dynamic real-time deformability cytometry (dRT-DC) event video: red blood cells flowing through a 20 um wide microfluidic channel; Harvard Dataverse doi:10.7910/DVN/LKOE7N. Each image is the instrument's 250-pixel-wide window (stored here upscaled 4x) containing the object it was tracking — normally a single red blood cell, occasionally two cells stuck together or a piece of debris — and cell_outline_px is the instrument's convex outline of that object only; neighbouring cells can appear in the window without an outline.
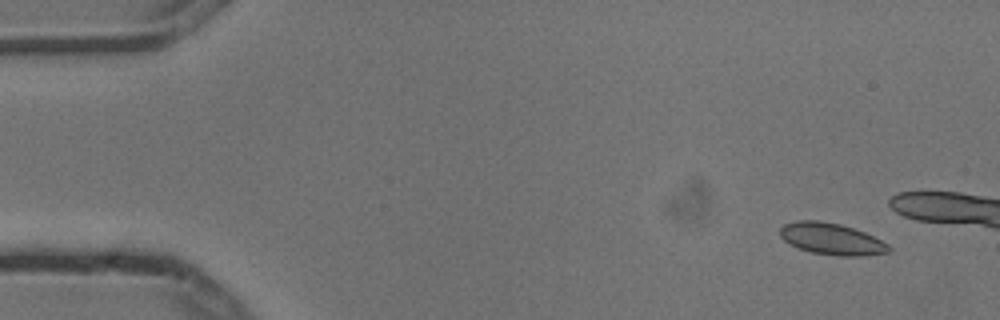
{"species": "common noctule bat (a hibernating species)", "species_latin": "Nyctalus noctula", "temperature_condition": "cold", "stored_images_in_passage": 4, "camera_frame_rate_fps": 3000, "um_per_image_px": 0.085, "animal": {"sex": "male", "body_mass_g": 13.3}, "frame": {"image": 1, "passage_image": 1, "time_ms": 0.0, "image_size_px": [1000, 320], "cell_outline_px": [[892, 252], [864, 256], [840, 256], [812, 252], [800, 248], [784, 240], [780, 236], [780, 228], [784, 224], [796, 220], [820, 220], [840, 224], [864, 232], [888, 244], [892, 248]], "centroid_in_image_um": [70.71, 20.31], "position_along_channel_um": 14.3, "area_um2": 20.0}}